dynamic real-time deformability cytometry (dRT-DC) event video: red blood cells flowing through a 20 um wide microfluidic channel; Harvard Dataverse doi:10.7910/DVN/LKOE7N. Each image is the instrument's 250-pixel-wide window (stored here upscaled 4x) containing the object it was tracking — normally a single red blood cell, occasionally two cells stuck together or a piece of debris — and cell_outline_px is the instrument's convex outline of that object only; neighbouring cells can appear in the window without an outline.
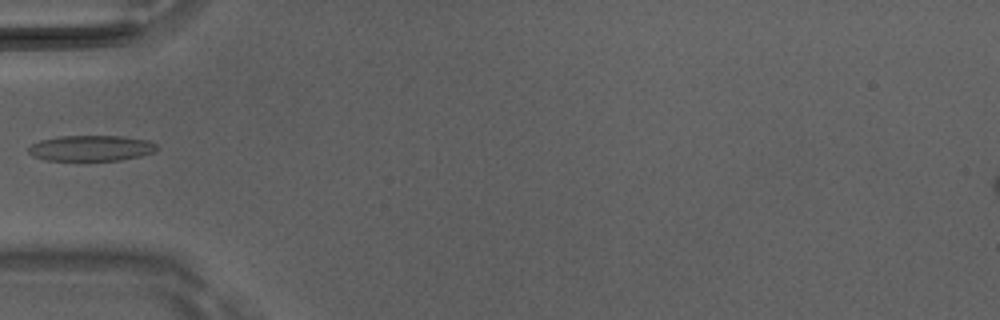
{"species": "Egyptian fruit bat (a non-hibernating species)", "species_latin": "Rousettus aegyptiacus", "temperature_condition": "room temperature", "stored_images_in_passage": 4, "camera_frame_rate_fps": 3000, "um_per_image_px": 0.085, "animal": {"sex": "male"}, "frame": {"image": 1, "passage_image": 4, "time_ms": 1.0, "image_size_px": [1000, 320], "cell_outline_px": [[160, 148], [152, 152], [140, 156], [120, 160], [44, 160], [32, 156], [28, 152], [28, 148], [32, 144], [40, 140], [60, 136], [124, 136], [148, 140], [156, 144]], "centroid_in_image_um": [7.74, 12.59], "position_along_channel_um": 77.3, "area_um2": 19.25}}